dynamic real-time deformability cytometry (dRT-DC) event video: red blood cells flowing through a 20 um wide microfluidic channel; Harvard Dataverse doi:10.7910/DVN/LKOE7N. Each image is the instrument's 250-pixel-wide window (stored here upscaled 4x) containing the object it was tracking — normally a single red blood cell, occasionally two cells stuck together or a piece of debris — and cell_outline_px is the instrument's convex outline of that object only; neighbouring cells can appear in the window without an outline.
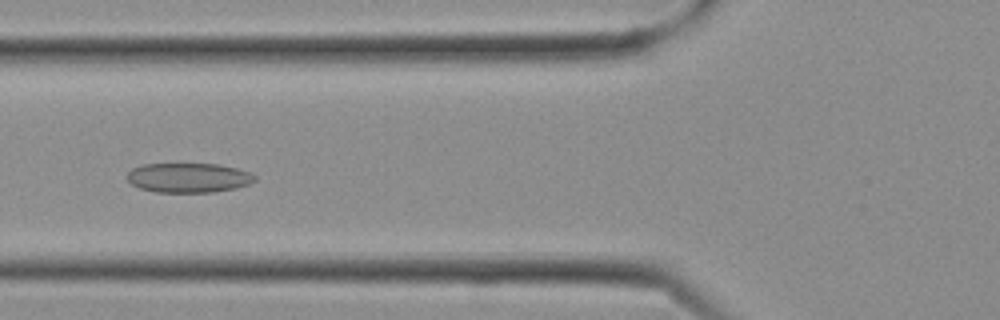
{"species": "Egyptian fruit bat (a non-hibernating species)", "species_latin": "Rousettus aegyptiacus", "temperature_condition": "cold", "stored_images_in_passage": 18, "camera_frame_rate_fps": 3000, "um_per_image_px": 0.085, "frame": {"image": 1, "passage_image": 10, "time_ms": 3.0, "image_size_px": [1000, 320], "cell_outline_px": [[256, 180], [248, 184], [236, 188], [212, 192], [156, 192], [140, 188], [132, 184], [128, 180], [128, 172], [132, 168], [140, 164], [216, 164], [236, 168], [248, 172], [256, 176]], "centroid_in_image_um": [16.01, 15.1], "position_along_channel_um": 109.8, "area_um2": 21.91}}
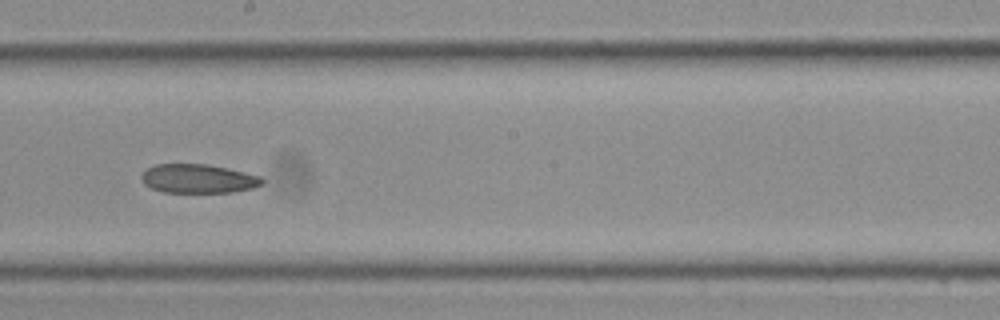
{"frame": {"image": 2, "passage_image": 15, "time_ms": 4.667, "image_size_px": [1000, 320], "cell_outline_px": [[264, 184], [252, 188], [232, 192], [164, 192], [152, 188], [144, 184], [140, 176], [144, 168], [156, 164], [208, 164], [244, 172], [260, 176], [264, 180]], "centroid_in_image_um": [16.82, 15.18], "position_along_channel_um": 231.4, "area_um2": 20.4}}
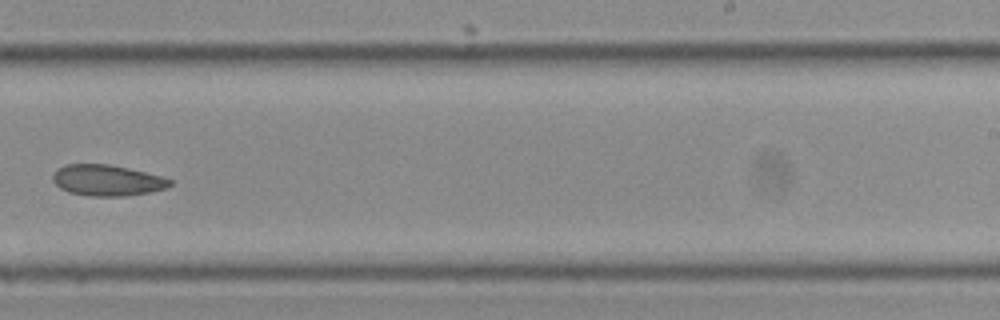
{"frame": {"image": 3, "passage_image": 17, "time_ms": 5.333, "image_size_px": [1000, 320], "cell_outline_px": [[172, 184], [168, 188], [148, 192], [124, 196], [88, 196], [68, 192], [60, 188], [52, 180], [52, 172], [56, 168], [64, 164], [108, 164], [128, 168], [164, 176], [172, 180]], "centroid_in_image_um": [9.09, 15.32], "position_along_channel_um": 279.9, "area_um2": 21.44}}